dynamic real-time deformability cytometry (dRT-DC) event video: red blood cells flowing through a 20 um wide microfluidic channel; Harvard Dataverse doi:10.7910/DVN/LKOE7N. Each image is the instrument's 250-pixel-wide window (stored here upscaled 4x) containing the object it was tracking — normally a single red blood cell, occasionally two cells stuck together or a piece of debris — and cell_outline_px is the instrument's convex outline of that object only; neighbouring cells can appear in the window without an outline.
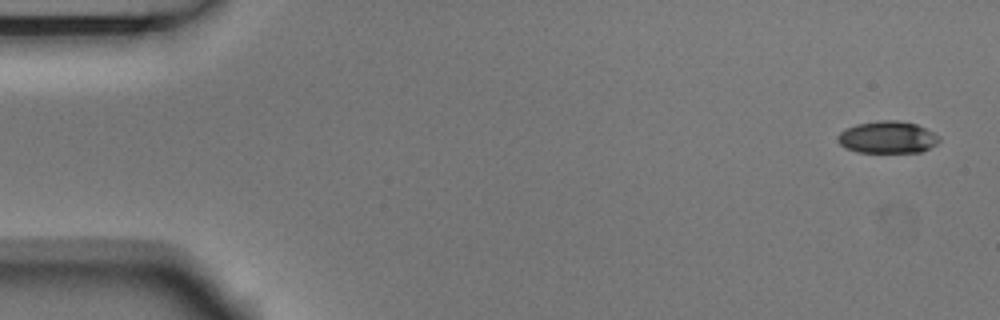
{"species": "Egyptian fruit bat (a non-hibernating species)", "species_latin": "Rousettus aegyptiacus", "temperature_condition": "room temperature", "stored_images_in_passage": 5, "camera_frame_rate_fps": 3000, "um_per_image_px": 0.085, "animal": {"sex": "male"}, "frame": {"image": 1, "passage_image": 1, "time_ms": 0.0, "image_size_px": [1000, 320], "cell_outline_px": [[940, 140], [936, 144], [920, 152], [856, 152], [844, 148], [836, 140], [836, 136], [840, 132], [856, 124], [880, 120], [896, 120], [916, 124], [940, 136]], "centroid_in_image_um": [75.4, 11.67], "position_along_channel_um": 9.6, "area_um2": 18.96}}
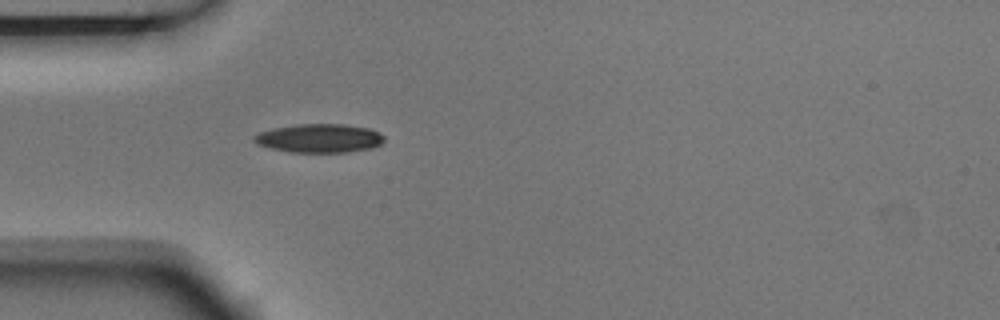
{"frame": {"image": 2, "passage_image": 5, "time_ms": 1.333, "image_size_px": [1000, 320], "cell_outline_px": [[384, 140], [380, 144], [372, 148], [348, 152], [288, 152], [256, 144], [252, 140], [252, 136], [260, 132], [272, 128], [296, 124], [344, 124], [368, 128], [380, 132], [384, 136]], "centroid_in_image_um": [27.13, 11.75], "position_along_channel_um": 57.9, "area_um2": 21.91}}